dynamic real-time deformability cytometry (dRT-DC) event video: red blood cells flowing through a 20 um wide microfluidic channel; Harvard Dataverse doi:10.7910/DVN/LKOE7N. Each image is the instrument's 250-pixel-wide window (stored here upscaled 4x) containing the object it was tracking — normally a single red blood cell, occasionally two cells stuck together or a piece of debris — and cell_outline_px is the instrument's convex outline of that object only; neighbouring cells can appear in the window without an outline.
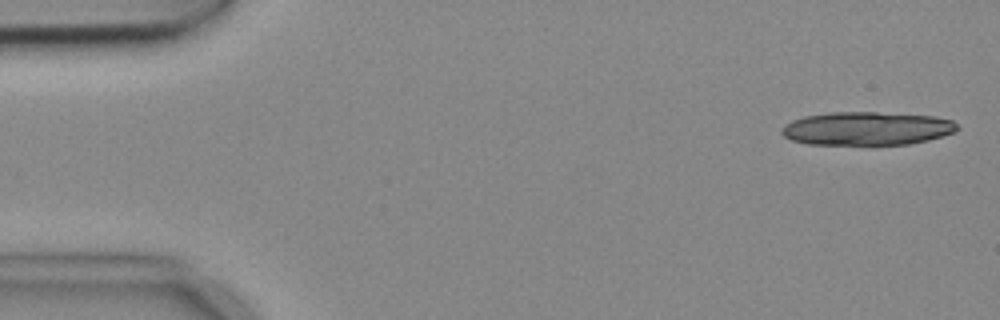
{"species": "common noctule bat (a hibernating species)", "species_latin": "Nyctalus noctula", "temperature_condition": "cold", "stored_images_in_passage": 4, "camera_frame_rate_fps": 3000, "um_per_image_px": 0.085, "animal": {"sex": "female", "body_mass_g": 18.4}, "frame": {"image": 1, "passage_image": 1, "time_ms": 0.0, "image_size_px": [1000, 320], "cell_outline_px": [[960, 128], [952, 132], [928, 140], [908, 144], [808, 144], [792, 140], [784, 136], [780, 132], [792, 120], [804, 116], [832, 112], [876, 112], [932, 116], [952, 120]], "centroid_in_image_um": [73.68, 10.92], "position_along_channel_um": 11.3, "area_um2": 33.76}}